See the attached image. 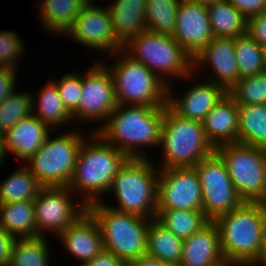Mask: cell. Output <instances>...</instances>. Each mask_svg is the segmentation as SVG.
Here are the masks:
<instances>
[{
    "label": "cell",
    "instance_id": "obj_1",
    "mask_svg": "<svg viewBox=\"0 0 266 266\" xmlns=\"http://www.w3.org/2000/svg\"><path fill=\"white\" fill-rule=\"evenodd\" d=\"M164 108L117 105L97 133L127 158H151L144 149L160 145Z\"/></svg>",
    "mask_w": 266,
    "mask_h": 266
},
{
    "label": "cell",
    "instance_id": "obj_2",
    "mask_svg": "<svg viewBox=\"0 0 266 266\" xmlns=\"http://www.w3.org/2000/svg\"><path fill=\"white\" fill-rule=\"evenodd\" d=\"M128 158L97 132L83 140L69 189L88 207L109 193L114 177ZM103 196V197H102Z\"/></svg>",
    "mask_w": 266,
    "mask_h": 266
},
{
    "label": "cell",
    "instance_id": "obj_3",
    "mask_svg": "<svg viewBox=\"0 0 266 266\" xmlns=\"http://www.w3.org/2000/svg\"><path fill=\"white\" fill-rule=\"evenodd\" d=\"M229 266H251L259 259L266 234V213L255 202H243L215 221Z\"/></svg>",
    "mask_w": 266,
    "mask_h": 266
},
{
    "label": "cell",
    "instance_id": "obj_4",
    "mask_svg": "<svg viewBox=\"0 0 266 266\" xmlns=\"http://www.w3.org/2000/svg\"><path fill=\"white\" fill-rule=\"evenodd\" d=\"M155 161L158 160L128 158L109 189L115 202H101L118 211L156 219L159 168Z\"/></svg>",
    "mask_w": 266,
    "mask_h": 266
},
{
    "label": "cell",
    "instance_id": "obj_5",
    "mask_svg": "<svg viewBox=\"0 0 266 266\" xmlns=\"http://www.w3.org/2000/svg\"><path fill=\"white\" fill-rule=\"evenodd\" d=\"M158 149L162 151L159 169L194 167L215 151L205 137L202 122L179 116L168 105Z\"/></svg>",
    "mask_w": 266,
    "mask_h": 266
},
{
    "label": "cell",
    "instance_id": "obj_6",
    "mask_svg": "<svg viewBox=\"0 0 266 266\" xmlns=\"http://www.w3.org/2000/svg\"><path fill=\"white\" fill-rule=\"evenodd\" d=\"M124 51L168 86L178 78L192 81L197 75L193 72V59L171 35L145 30L124 45Z\"/></svg>",
    "mask_w": 266,
    "mask_h": 266
},
{
    "label": "cell",
    "instance_id": "obj_7",
    "mask_svg": "<svg viewBox=\"0 0 266 266\" xmlns=\"http://www.w3.org/2000/svg\"><path fill=\"white\" fill-rule=\"evenodd\" d=\"M111 56L114 60L111 65H107L104 59H97L107 67L112 75L118 105L152 107L167 105L168 85L156 74L142 63L135 61L124 50Z\"/></svg>",
    "mask_w": 266,
    "mask_h": 266
},
{
    "label": "cell",
    "instance_id": "obj_8",
    "mask_svg": "<svg viewBox=\"0 0 266 266\" xmlns=\"http://www.w3.org/2000/svg\"><path fill=\"white\" fill-rule=\"evenodd\" d=\"M87 210L98 222L105 250L127 263L146 255L152 219L109 208L102 202L90 204Z\"/></svg>",
    "mask_w": 266,
    "mask_h": 266
},
{
    "label": "cell",
    "instance_id": "obj_9",
    "mask_svg": "<svg viewBox=\"0 0 266 266\" xmlns=\"http://www.w3.org/2000/svg\"><path fill=\"white\" fill-rule=\"evenodd\" d=\"M82 130L58 132L56 137L54 134L52 137L51 133L40 149L24 163L42 187L69 186L82 142L91 133Z\"/></svg>",
    "mask_w": 266,
    "mask_h": 266
},
{
    "label": "cell",
    "instance_id": "obj_10",
    "mask_svg": "<svg viewBox=\"0 0 266 266\" xmlns=\"http://www.w3.org/2000/svg\"><path fill=\"white\" fill-rule=\"evenodd\" d=\"M243 202H255L266 180V149L241 143L215 148Z\"/></svg>",
    "mask_w": 266,
    "mask_h": 266
},
{
    "label": "cell",
    "instance_id": "obj_11",
    "mask_svg": "<svg viewBox=\"0 0 266 266\" xmlns=\"http://www.w3.org/2000/svg\"><path fill=\"white\" fill-rule=\"evenodd\" d=\"M85 72L82 75V95L72 118L73 121H80L77 124L97 123V127L91 130V132H97L118 105L114 81L111 73L100 60L91 63Z\"/></svg>",
    "mask_w": 266,
    "mask_h": 266
},
{
    "label": "cell",
    "instance_id": "obj_12",
    "mask_svg": "<svg viewBox=\"0 0 266 266\" xmlns=\"http://www.w3.org/2000/svg\"><path fill=\"white\" fill-rule=\"evenodd\" d=\"M202 188V211L209 221L243 203L220 156L214 151L194 166Z\"/></svg>",
    "mask_w": 266,
    "mask_h": 266
},
{
    "label": "cell",
    "instance_id": "obj_13",
    "mask_svg": "<svg viewBox=\"0 0 266 266\" xmlns=\"http://www.w3.org/2000/svg\"><path fill=\"white\" fill-rule=\"evenodd\" d=\"M76 199L77 196L68 186L42 187L34 200L37 237L54 234L57 238L59 233L84 214L87 207Z\"/></svg>",
    "mask_w": 266,
    "mask_h": 266
},
{
    "label": "cell",
    "instance_id": "obj_14",
    "mask_svg": "<svg viewBox=\"0 0 266 266\" xmlns=\"http://www.w3.org/2000/svg\"><path fill=\"white\" fill-rule=\"evenodd\" d=\"M63 35L70 36L69 39L80 43V46L109 57L124 50V46L114 36L108 8L96 2L88 3Z\"/></svg>",
    "mask_w": 266,
    "mask_h": 266
},
{
    "label": "cell",
    "instance_id": "obj_15",
    "mask_svg": "<svg viewBox=\"0 0 266 266\" xmlns=\"http://www.w3.org/2000/svg\"><path fill=\"white\" fill-rule=\"evenodd\" d=\"M202 188L194 167L159 169L157 210H202Z\"/></svg>",
    "mask_w": 266,
    "mask_h": 266
},
{
    "label": "cell",
    "instance_id": "obj_16",
    "mask_svg": "<svg viewBox=\"0 0 266 266\" xmlns=\"http://www.w3.org/2000/svg\"><path fill=\"white\" fill-rule=\"evenodd\" d=\"M203 67L204 69L209 68L206 72L207 76L206 74L201 75L202 77L204 75L203 79L222 86L228 92L240 79L235 39L214 37L210 40L193 59L194 73L201 72L199 69L202 70Z\"/></svg>",
    "mask_w": 266,
    "mask_h": 266
},
{
    "label": "cell",
    "instance_id": "obj_17",
    "mask_svg": "<svg viewBox=\"0 0 266 266\" xmlns=\"http://www.w3.org/2000/svg\"><path fill=\"white\" fill-rule=\"evenodd\" d=\"M173 38L194 59L214 38L206 4L181 0L176 15Z\"/></svg>",
    "mask_w": 266,
    "mask_h": 266
},
{
    "label": "cell",
    "instance_id": "obj_18",
    "mask_svg": "<svg viewBox=\"0 0 266 266\" xmlns=\"http://www.w3.org/2000/svg\"><path fill=\"white\" fill-rule=\"evenodd\" d=\"M176 96L173 85L168 86L167 105L179 116L202 122L227 91L220 85L202 79ZM178 97V98H177Z\"/></svg>",
    "mask_w": 266,
    "mask_h": 266
},
{
    "label": "cell",
    "instance_id": "obj_19",
    "mask_svg": "<svg viewBox=\"0 0 266 266\" xmlns=\"http://www.w3.org/2000/svg\"><path fill=\"white\" fill-rule=\"evenodd\" d=\"M57 236L68 254L81 262L78 266L91 261L104 249L98 222L88 210Z\"/></svg>",
    "mask_w": 266,
    "mask_h": 266
},
{
    "label": "cell",
    "instance_id": "obj_20",
    "mask_svg": "<svg viewBox=\"0 0 266 266\" xmlns=\"http://www.w3.org/2000/svg\"><path fill=\"white\" fill-rule=\"evenodd\" d=\"M179 266H229L223 256L217 224L209 221L183 240Z\"/></svg>",
    "mask_w": 266,
    "mask_h": 266
},
{
    "label": "cell",
    "instance_id": "obj_21",
    "mask_svg": "<svg viewBox=\"0 0 266 266\" xmlns=\"http://www.w3.org/2000/svg\"><path fill=\"white\" fill-rule=\"evenodd\" d=\"M55 132L56 130L33 114L23 118L4 134L7 154L16 157L17 163H26L40 149L50 133Z\"/></svg>",
    "mask_w": 266,
    "mask_h": 266
},
{
    "label": "cell",
    "instance_id": "obj_22",
    "mask_svg": "<svg viewBox=\"0 0 266 266\" xmlns=\"http://www.w3.org/2000/svg\"><path fill=\"white\" fill-rule=\"evenodd\" d=\"M207 141L215 149L238 143V104L226 93L202 121Z\"/></svg>",
    "mask_w": 266,
    "mask_h": 266
},
{
    "label": "cell",
    "instance_id": "obj_23",
    "mask_svg": "<svg viewBox=\"0 0 266 266\" xmlns=\"http://www.w3.org/2000/svg\"><path fill=\"white\" fill-rule=\"evenodd\" d=\"M87 4V0L39 1V4L37 3L39 21L46 32L63 36Z\"/></svg>",
    "mask_w": 266,
    "mask_h": 266
},
{
    "label": "cell",
    "instance_id": "obj_24",
    "mask_svg": "<svg viewBox=\"0 0 266 266\" xmlns=\"http://www.w3.org/2000/svg\"><path fill=\"white\" fill-rule=\"evenodd\" d=\"M46 82L36 93L38 97L33 95V115L58 132L61 126L63 129V126L75 121L65 108L56 85L51 80Z\"/></svg>",
    "mask_w": 266,
    "mask_h": 266
},
{
    "label": "cell",
    "instance_id": "obj_25",
    "mask_svg": "<svg viewBox=\"0 0 266 266\" xmlns=\"http://www.w3.org/2000/svg\"><path fill=\"white\" fill-rule=\"evenodd\" d=\"M0 226L16 238L37 237L34 201L0 203Z\"/></svg>",
    "mask_w": 266,
    "mask_h": 266
},
{
    "label": "cell",
    "instance_id": "obj_26",
    "mask_svg": "<svg viewBox=\"0 0 266 266\" xmlns=\"http://www.w3.org/2000/svg\"><path fill=\"white\" fill-rule=\"evenodd\" d=\"M214 37L232 38L247 34L248 19L227 0L207 4Z\"/></svg>",
    "mask_w": 266,
    "mask_h": 266
},
{
    "label": "cell",
    "instance_id": "obj_27",
    "mask_svg": "<svg viewBox=\"0 0 266 266\" xmlns=\"http://www.w3.org/2000/svg\"><path fill=\"white\" fill-rule=\"evenodd\" d=\"M183 240L166 229L156 219L149 224L146 255L179 266L182 258Z\"/></svg>",
    "mask_w": 266,
    "mask_h": 266
},
{
    "label": "cell",
    "instance_id": "obj_28",
    "mask_svg": "<svg viewBox=\"0 0 266 266\" xmlns=\"http://www.w3.org/2000/svg\"><path fill=\"white\" fill-rule=\"evenodd\" d=\"M238 143L266 149V104L238 105Z\"/></svg>",
    "mask_w": 266,
    "mask_h": 266
},
{
    "label": "cell",
    "instance_id": "obj_29",
    "mask_svg": "<svg viewBox=\"0 0 266 266\" xmlns=\"http://www.w3.org/2000/svg\"><path fill=\"white\" fill-rule=\"evenodd\" d=\"M20 164L0 183V203L34 201L42 188L25 164Z\"/></svg>",
    "mask_w": 266,
    "mask_h": 266
},
{
    "label": "cell",
    "instance_id": "obj_30",
    "mask_svg": "<svg viewBox=\"0 0 266 266\" xmlns=\"http://www.w3.org/2000/svg\"><path fill=\"white\" fill-rule=\"evenodd\" d=\"M47 238L49 237L17 238L9 266H52L50 265L51 245L48 244Z\"/></svg>",
    "mask_w": 266,
    "mask_h": 266
},
{
    "label": "cell",
    "instance_id": "obj_31",
    "mask_svg": "<svg viewBox=\"0 0 266 266\" xmlns=\"http://www.w3.org/2000/svg\"><path fill=\"white\" fill-rule=\"evenodd\" d=\"M156 220L182 240L209 222L202 210H157Z\"/></svg>",
    "mask_w": 266,
    "mask_h": 266
},
{
    "label": "cell",
    "instance_id": "obj_32",
    "mask_svg": "<svg viewBox=\"0 0 266 266\" xmlns=\"http://www.w3.org/2000/svg\"><path fill=\"white\" fill-rule=\"evenodd\" d=\"M235 50L240 79L266 70L264 47L248 33L235 38Z\"/></svg>",
    "mask_w": 266,
    "mask_h": 266
},
{
    "label": "cell",
    "instance_id": "obj_33",
    "mask_svg": "<svg viewBox=\"0 0 266 266\" xmlns=\"http://www.w3.org/2000/svg\"><path fill=\"white\" fill-rule=\"evenodd\" d=\"M181 0H147L146 30L163 35L175 32L177 9Z\"/></svg>",
    "mask_w": 266,
    "mask_h": 266
},
{
    "label": "cell",
    "instance_id": "obj_34",
    "mask_svg": "<svg viewBox=\"0 0 266 266\" xmlns=\"http://www.w3.org/2000/svg\"><path fill=\"white\" fill-rule=\"evenodd\" d=\"M108 10L113 23L114 36L123 46L146 30V9L108 8Z\"/></svg>",
    "mask_w": 266,
    "mask_h": 266
},
{
    "label": "cell",
    "instance_id": "obj_35",
    "mask_svg": "<svg viewBox=\"0 0 266 266\" xmlns=\"http://www.w3.org/2000/svg\"><path fill=\"white\" fill-rule=\"evenodd\" d=\"M33 95L31 91L18 92L16 89L0 104V134H5L18 121L33 114Z\"/></svg>",
    "mask_w": 266,
    "mask_h": 266
},
{
    "label": "cell",
    "instance_id": "obj_36",
    "mask_svg": "<svg viewBox=\"0 0 266 266\" xmlns=\"http://www.w3.org/2000/svg\"><path fill=\"white\" fill-rule=\"evenodd\" d=\"M227 93L238 105L266 104V70L239 79Z\"/></svg>",
    "mask_w": 266,
    "mask_h": 266
},
{
    "label": "cell",
    "instance_id": "obj_37",
    "mask_svg": "<svg viewBox=\"0 0 266 266\" xmlns=\"http://www.w3.org/2000/svg\"><path fill=\"white\" fill-rule=\"evenodd\" d=\"M52 77L51 81L56 85L60 98L65 108L73 115L82 95V74L80 72L65 73L59 80Z\"/></svg>",
    "mask_w": 266,
    "mask_h": 266
},
{
    "label": "cell",
    "instance_id": "obj_38",
    "mask_svg": "<svg viewBox=\"0 0 266 266\" xmlns=\"http://www.w3.org/2000/svg\"><path fill=\"white\" fill-rule=\"evenodd\" d=\"M18 34L13 30H0V67L18 69V62L26 48Z\"/></svg>",
    "mask_w": 266,
    "mask_h": 266
},
{
    "label": "cell",
    "instance_id": "obj_39",
    "mask_svg": "<svg viewBox=\"0 0 266 266\" xmlns=\"http://www.w3.org/2000/svg\"><path fill=\"white\" fill-rule=\"evenodd\" d=\"M247 33L266 47V10L248 18Z\"/></svg>",
    "mask_w": 266,
    "mask_h": 266
},
{
    "label": "cell",
    "instance_id": "obj_40",
    "mask_svg": "<svg viewBox=\"0 0 266 266\" xmlns=\"http://www.w3.org/2000/svg\"><path fill=\"white\" fill-rule=\"evenodd\" d=\"M17 70L19 71V69L0 67V104L18 88Z\"/></svg>",
    "mask_w": 266,
    "mask_h": 266
},
{
    "label": "cell",
    "instance_id": "obj_41",
    "mask_svg": "<svg viewBox=\"0 0 266 266\" xmlns=\"http://www.w3.org/2000/svg\"><path fill=\"white\" fill-rule=\"evenodd\" d=\"M247 19L266 10V0H227Z\"/></svg>",
    "mask_w": 266,
    "mask_h": 266
},
{
    "label": "cell",
    "instance_id": "obj_42",
    "mask_svg": "<svg viewBox=\"0 0 266 266\" xmlns=\"http://www.w3.org/2000/svg\"><path fill=\"white\" fill-rule=\"evenodd\" d=\"M16 239L0 226V266L10 265L12 249Z\"/></svg>",
    "mask_w": 266,
    "mask_h": 266
},
{
    "label": "cell",
    "instance_id": "obj_43",
    "mask_svg": "<svg viewBox=\"0 0 266 266\" xmlns=\"http://www.w3.org/2000/svg\"><path fill=\"white\" fill-rule=\"evenodd\" d=\"M83 266H128V263L103 249L97 256Z\"/></svg>",
    "mask_w": 266,
    "mask_h": 266
},
{
    "label": "cell",
    "instance_id": "obj_44",
    "mask_svg": "<svg viewBox=\"0 0 266 266\" xmlns=\"http://www.w3.org/2000/svg\"><path fill=\"white\" fill-rule=\"evenodd\" d=\"M107 8L146 9L147 0H112Z\"/></svg>",
    "mask_w": 266,
    "mask_h": 266
},
{
    "label": "cell",
    "instance_id": "obj_45",
    "mask_svg": "<svg viewBox=\"0 0 266 266\" xmlns=\"http://www.w3.org/2000/svg\"><path fill=\"white\" fill-rule=\"evenodd\" d=\"M128 266H175L148 255L134 259L128 263Z\"/></svg>",
    "mask_w": 266,
    "mask_h": 266
},
{
    "label": "cell",
    "instance_id": "obj_46",
    "mask_svg": "<svg viewBox=\"0 0 266 266\" xmlns=\"http://www.w3.org/2000/svg\"><path fill=\"white\" fill-rule=\"evenodd\" d=\"M255 203L258 205L259 208H261L266 213V180L263 185L262 193L255 201Z\"/></svg>",
    "mask_w": 266,
    "mask_h": 266
},
{
    "label": "cell",
    "instance_id": "obj_47",
    "mask_svg": "<svg viewBox=\"0 0 266 266\" xmlns=\"http://www.w3.org/2000/svg\"><path fill=\"white\" fill-rule=\"evenodd\" d=\"M251 266H266V234L264 238L263 249H262L261 255L259 259L255 262V264Z\"/></svg>",
    "mask_w": 266,
    "mask_h": 266
},
{
    "label": "cell",
    "instance_id": "obj_48",
    "mask_svg": "<svg viewBox=\"0 0 266 266\" xmlns=\"http://www.w3.org/2000/svg\"><path fill=\"white\" fill-rule=\"evenodd\" d=\"M6 155L7 151L5 148L4 134H0V167L4 164L3 162L5 161Z\"/></svg>",
    "mask_w": 266,
    "mask_h": 266
},
{
    "label": "cell",
    "instance_id": "obj_49",
    "mask_svg": "<svg viewBox=\"0 0 266 266\" xmlns=\"http://www.w3.org/2000/svg\"><path fill=\"white\" fill-rule=\"evenodd\" d=\"M189 1H193V2H199L201 4H210V3H214V2H219L222 0H189Z\"/></svg>",
    "mask_w": 266,
    "mask_h": 266
},
{
    "label": "cell",
    "instance_id": "obj_50",
    "mask_svg": "<svg viewBox=\"0 0 266 266\" xmlns=\"http://www.w3.org/2000/svg\"><path fill=\"white\" fill-rule=\"evenodd\" d=\"M264 52H265V63H266V47H264Z\"/></svg>",
    "mask_w": 266,
    "mask_h": 266
}]
</instances>
